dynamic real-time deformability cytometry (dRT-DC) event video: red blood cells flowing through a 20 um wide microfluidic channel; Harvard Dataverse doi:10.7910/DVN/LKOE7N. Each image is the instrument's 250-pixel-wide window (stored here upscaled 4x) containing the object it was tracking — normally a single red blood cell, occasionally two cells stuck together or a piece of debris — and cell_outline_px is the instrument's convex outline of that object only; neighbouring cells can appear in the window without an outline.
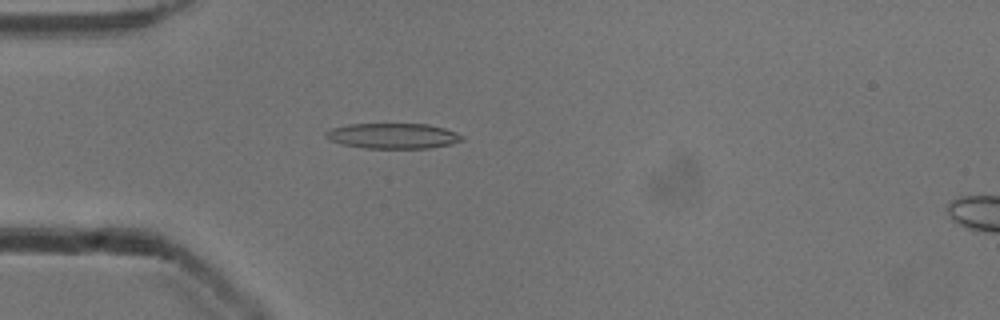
{"species": "common noctule bat (a hibernating species)", "species_latin": "Nyctalus noctula", "temperature_condition": "cold", "stored_images_in_passage": 40, "camera_frame_rate_fps": 3000, "um_per_image_px": 0.085, "animal": {"sex": "male", "body_mass_g": 13.3}, "frame": {"image": 1, "passage_image": 3, "time_ms": 0.667, "image_size_px": [1000, 320], "cell_outline_px": [[464, 140], [452, 144], [428, 148], [364, 148], [344, 144], [328, 140], [324, 136], [324, 132], [332, 128], [348, 124], [428, 124], [444, 128], [456, 132], [464, 136]], "centroid_in_image_um": [33.41, 11.55], "position_along_channel_um": 51.6, "area_um2": 20.23}}
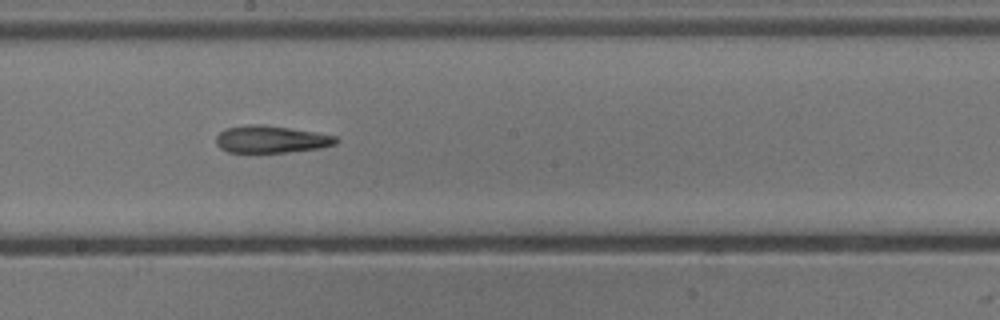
{"frame": {"image": 2, "passage_image": 17, "time_ms": 5.333, "image_size_px": [1000, 320], "cell_outline_px": [[340, 140], [336, 144], [320, 148], [288, 152], [228, 152], [220, 148], [216, 144], [216, 136], [224, 128], [248, 124], [260, 124], [288, 128], [336, 136]], "centroid_in_image_um": [23.01, 11.84], "position_along_channel_um": 225.2, "area_um2": 18.96}}
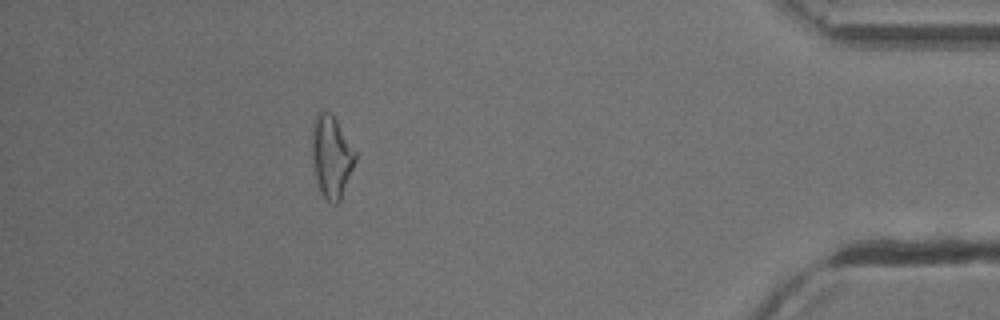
{"frame": {"image": 3, "passage_image": 35, "time_ms": 11.333, "image_size_px": [1000, 320], "cell_outline_px": [[356, 160], [340, 200], [336, 204], [332, 204], [320, 192], [316, 180], [312, 160], [312, 124], [316, 116], [320, 112], [328, 112], [336, 120], [356, 152]], "centroid_in_image_um": [28.16, 13.33], "position_along_channel_um": 407.0, "area_um2": 20.4}, "authors_computed_cell_mechanics": {"area_um2": 19.5942, "velocity_mm_per_s": 3.9163, "shape_relaxation_time_tau1_ms": null, "shape_relaxation_time_tau2_ms": 4.6653, "deformation_change_tau1": null, "deformation_change_tau2": 0.1683}}